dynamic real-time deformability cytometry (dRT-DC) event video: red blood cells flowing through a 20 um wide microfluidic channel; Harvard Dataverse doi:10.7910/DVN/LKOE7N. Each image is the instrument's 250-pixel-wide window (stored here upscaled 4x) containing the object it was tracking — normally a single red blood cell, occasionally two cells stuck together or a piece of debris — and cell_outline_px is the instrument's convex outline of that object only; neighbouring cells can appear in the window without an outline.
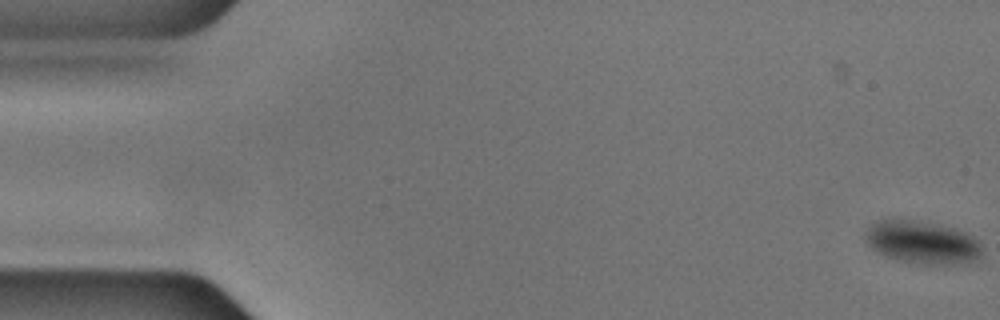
{"species": "common noctule bat (a hibernating species)", "species_latin": "Nyctalus noctula", "temperature_condition": "cold", "stored_images_in_passage": 56, "camera_frame_rate_fps": 3000, "um_per_image_px": 0.085, "animal": {"sex": "male", "body_mass_g": 17.9, "forearm_length_mm": 54.2}, "frame": {"image": 1, "passage_image": 1, "time_ms": 0.0, "image_size_px": [1000, 320], "cell_outline_px": [[984, 252], [980, 260], [952, 264], [920, 264], [900, 260], [888, 256], [872, 248], [864, 240], [864, 232], [872, 224], [880, 220], [896, 216], [920, 220], [940, 224], [968, 232], [980, 240]], "centroid_in_image_um": [78.44, 20.55], "position_along_channel_um": 6.6, "area_um2": 30.11}}
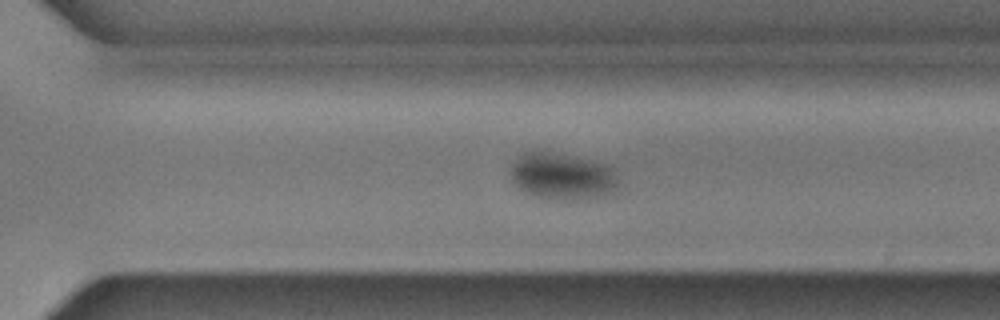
{"frame": {"image": 2, "passage_image": 39, "time_ms": 12.667, "image_size_px": [1000, 320], "cell_outline_px": [[616, 188], [608, 192], [596, 196], [564, 200], [540, 196], [524, 192], [512, 176], [512, 164], [524, 152], [544, 152], [608, 164], [612, 168], [616, 176]], "centroid_in_image_um": [47.79, 14.97], "position_along_channel_um": 322.8, "area_um2": 27.8}}
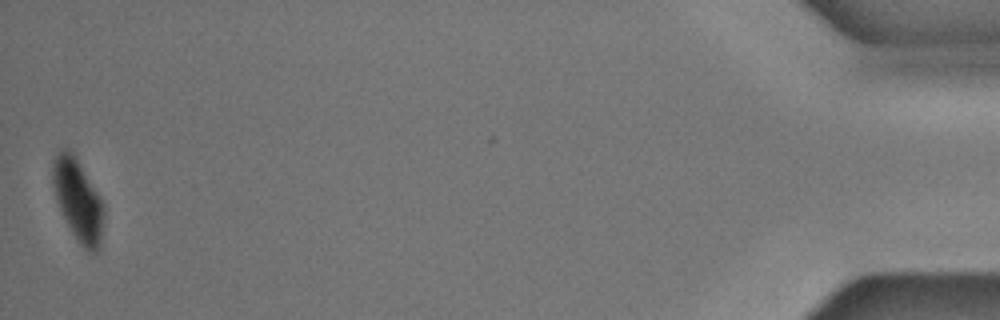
{"frame": {"image": 3, "passage_image": 56, "time_ms": 18.333, "image_size_px": [1000, 320], "cell_outline_px": [[104, 220], [100, 252], [88, 252], [80, 244], [72, 232], [56, 200], [52, 180], [52, 164], [56, 156], [64, 148], [68, 148], [72, 152], [100, 196], [104, 204]], "centroid_in_image_um": [6.67, 17.06], "position_along_channel_um": 428.5, "area_um2": 24.22}}